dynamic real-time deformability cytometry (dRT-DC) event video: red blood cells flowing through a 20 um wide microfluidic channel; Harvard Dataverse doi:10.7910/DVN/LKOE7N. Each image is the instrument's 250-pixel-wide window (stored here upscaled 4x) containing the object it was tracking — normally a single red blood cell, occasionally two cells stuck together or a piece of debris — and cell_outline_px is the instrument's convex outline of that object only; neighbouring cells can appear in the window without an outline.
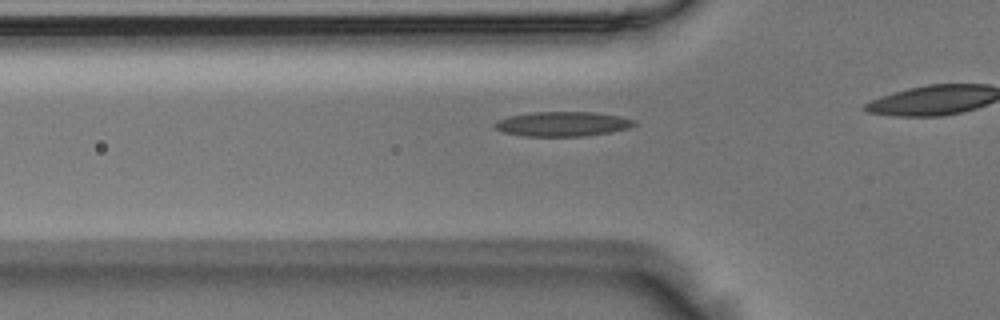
{"species": "Egyptian fruit bat (a non-hibernating species)", "species_latin": "Rousettus aegyptiacus", "temperature_condition": "room temperature", "stored_images_in_passage": 28, "camera_frame_rate_fps": 3000, "um_per_image_px": 0.085, "animal": {"sex": "male"}, "frame": {"image": 1, "passage_image": 4, "time_ms": 1.0, "image_size_px": [1000, 320], "cell_outline_px": [[636, 124], [628, 128], [612, 132], [584, 136], [524, 136], [504, 132], [496, 128], [492, 124], [496, 120], [508, 116], [532, 112], [592, 112], [620, 116], [636, 120]], "centroid_in_image_um": [47.81, 10.53], "position_along_channel_um": 78.0, "area_um2": 20.11}}
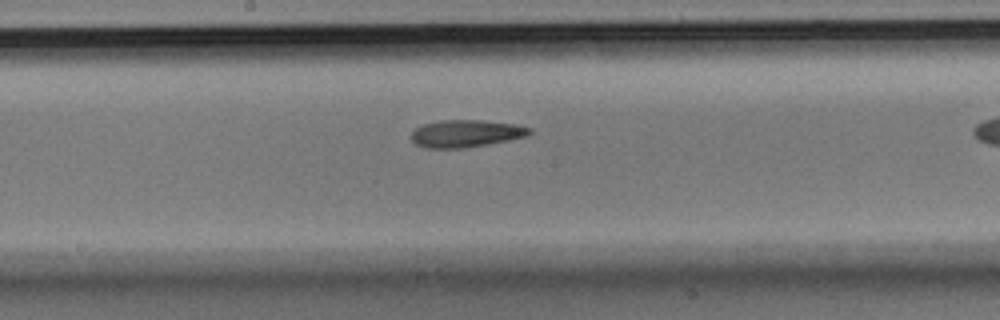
{"frame": {"image": 2, "passage_image": 14, "time_ms": 4.333, "image_size_px": [1000, 320], "cell_outline_px": [[532, 132], [528, 136], [488, 144], [464, 148], [424, 148], [416, 144], [412, 140], [412, 132], [416, 128], [424, 124], [440, 120], [480, 120], [516, 124], [532, 128]], "centroid_in_image_um": [39.63, 11.35], "position_along_channel_um": 208.6, "area_um2": 18.84}}
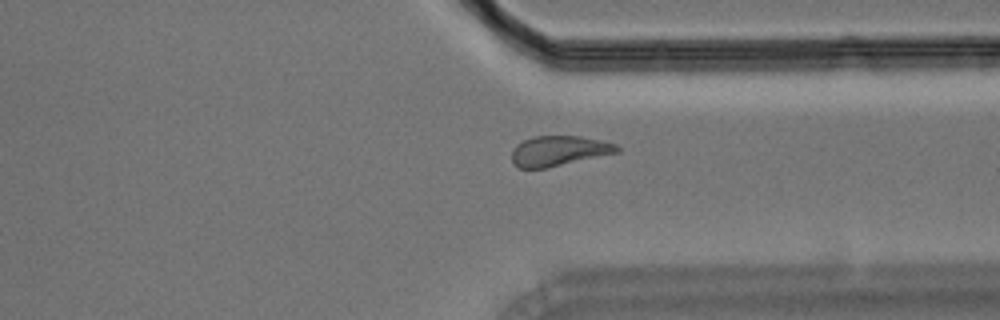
{"frame": {"image": 3, "passage_image": 26, "time_ms": 8.333, "image_size_px": [1000, 320], "cell_outline_px": [[620, 152], [544, 168], [516, 168], [512, 160], [512, 148], [516, 144], [532, 136], [580, 136], [600, 140], [616, 144], [620, 148]], "centroid_in_image_um": [47.48, 12.82], "position_along_channel_um": 363.9, "area_um2": 18.44}}